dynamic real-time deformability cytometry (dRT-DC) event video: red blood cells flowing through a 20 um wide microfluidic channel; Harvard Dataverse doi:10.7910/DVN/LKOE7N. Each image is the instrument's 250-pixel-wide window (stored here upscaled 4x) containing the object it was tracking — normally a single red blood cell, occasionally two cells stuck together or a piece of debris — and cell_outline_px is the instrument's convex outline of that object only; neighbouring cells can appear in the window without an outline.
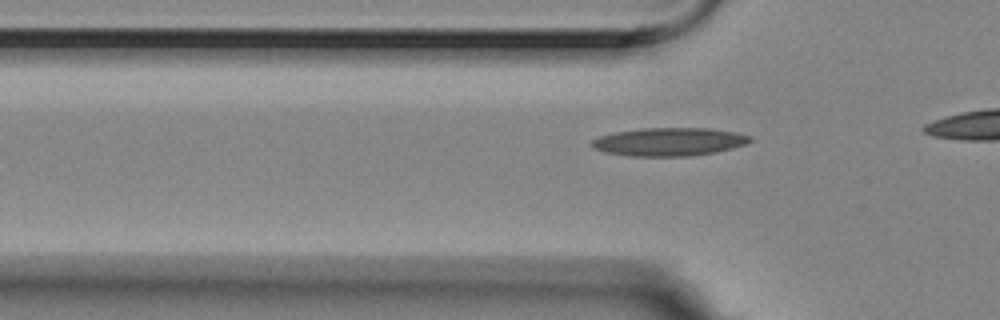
{"species": "Egyptian fruit bat (a non-hibernating species)", "species_latin": "Rousettus aegyptiacus", "temperature_condition": "room temperature", "stored_images_in_passage": 20, "camera_frame_rate_fps": 3000, "um_per_image_px": 0.085, "animal": {"sex": "female"}, "frame": {"image": 1, "passage_image": 14, "time_ms": 4.333, "image_size_px": [1000, 320], "cell_outline_px": [[752, 140], [744, 144], [732, 148], [716, 152], [692, 156], [628, 156], [604, 152], [592, 148], [588, 144], [592, 140], [600, 136], [616, 132], [644, 128], [708, 128], [736, 132], [752, 136]], "centroid_in_image_um": [56.85, 12.05], "position_along_channel_um": 68.9, "area_um2": 26.13}}
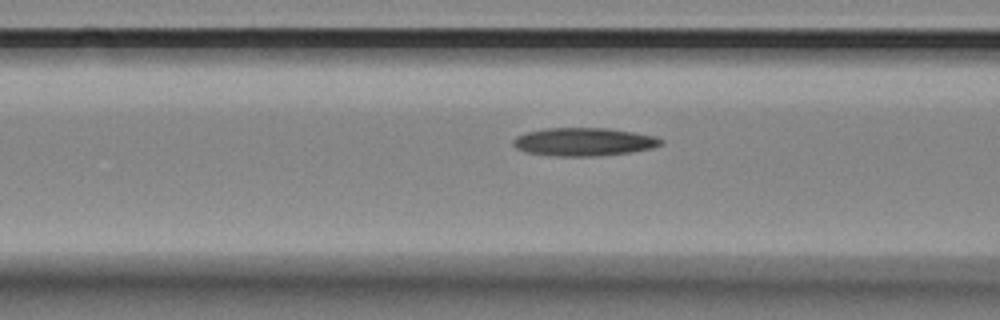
{"frame": {"image": 2, "passage_image": 18, "time_ms": 5.667, "image_size_px": [1000, 320], "cell_outline_px": [[664, 144], [652, 148], [632, 152], [596, 156], [556, 156], [528, 152], [516, 148], [512, 144], [512, 140], [516, 136], [528, 132], [544, 128], [608, 128], [656, 136], [664, 140]], "centroid_in_image_um": [49.65, 12.05], "position_along_channel_um": 116.9, "area_um2": 24.28}}